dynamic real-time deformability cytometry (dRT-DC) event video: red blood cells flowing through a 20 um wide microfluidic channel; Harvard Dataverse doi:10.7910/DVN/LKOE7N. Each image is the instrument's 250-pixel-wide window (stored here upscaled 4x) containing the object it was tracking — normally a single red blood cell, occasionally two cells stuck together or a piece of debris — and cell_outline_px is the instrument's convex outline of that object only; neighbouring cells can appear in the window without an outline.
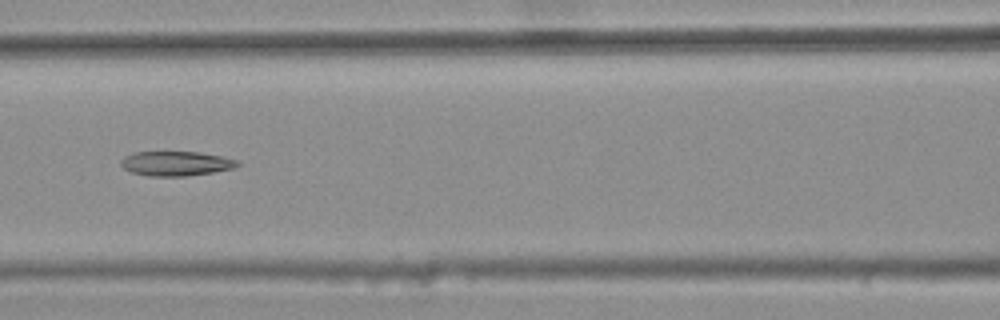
{"species": "common noctule bat (a hibernating species)", "species_latin": "Nyctalus noctula", "temperature_condition": "warm", "stored_images_in_passage": 4, "camera_frame_rate_fps": 3000, "um_per_image_px": 0.085, "animal": {"sex": "female", "body_mass_g": 25.1}, "frame": {"image": 1, "passage_image": 4, "time_ms": 1.0, "image_size_px": [1000, 320], "cell_outline_px": [[240, 164], [232, 168], [212, 172], [188, 176], [148, 176], [132, 172], [124, 168], [120, 164], [120, 160], [124, 156], [132, 152], [200, 152], [224, 156], [236, 160]], "centroid_in_image_um": [14.93, 13.89], "position_along_channel_um": 151.7, "area_um2": 16.7}}